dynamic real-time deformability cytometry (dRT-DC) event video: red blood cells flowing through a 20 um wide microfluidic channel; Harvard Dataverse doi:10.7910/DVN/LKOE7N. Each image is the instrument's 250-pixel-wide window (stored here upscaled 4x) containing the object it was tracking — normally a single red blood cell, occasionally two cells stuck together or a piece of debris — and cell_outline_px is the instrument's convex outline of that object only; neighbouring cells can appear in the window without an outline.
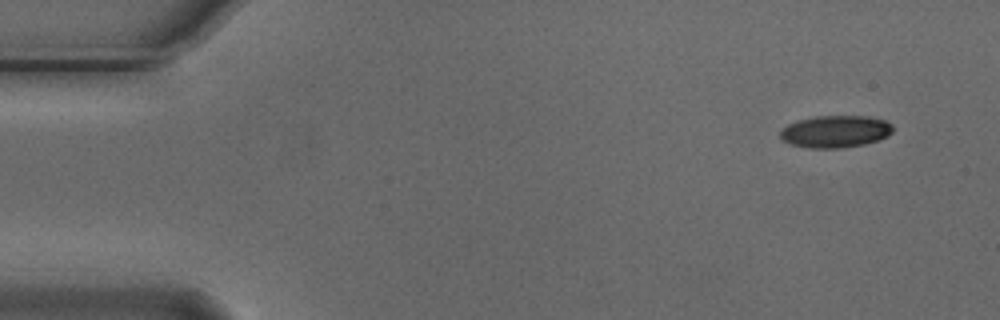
{"species": "Egyptian fruit bat (a non-hibernating species)", "species_latin": "Rousettus aegyptiacus", "temperature_condition": "cold", "stored_images_in_passage": 7, "camera_frame_rate_fps": 3000, "um_per_image_px": 0.085, "animal": {"sex": "male"}, "frame": {"image": 1, "passage_image": 1, "time_ms": 0.0, "image_size_px": [1000, 320], "cell_outline_px": [[892, 132], [888, 136], [864, 144], [840, 148], [808, 148], [792, 144], [784, 140], [780, 136], [780, 128], [796, 120], [816, 116], [868, 116], [884, 120], [892, 124]], "centroid_in_image_um": [70.99, 11.17], "position_along_channel_um": 14.0, "area_um2": 21.1}}
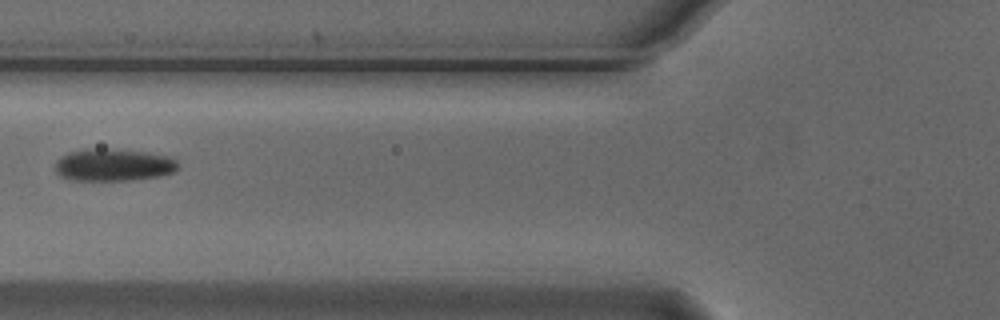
{"frame": {"image": 2, "passage_image": 6, "time_ms": 1.667, "image_size_px": [1000, 320], "cell_outline_px": [[180, 168], [176, 172], [160, 176], [132, 180], [72, 180], [60, 176], [56, 172], [56, 160], [60, 156], [68, 152], [88, 148], [104, 148], [148, 152], [172, 156], [180, 164]], "centroid_in_image_um": [9.7, 14.01], "position_along_channel_um": 116.1, "area_um2": 23.64}}
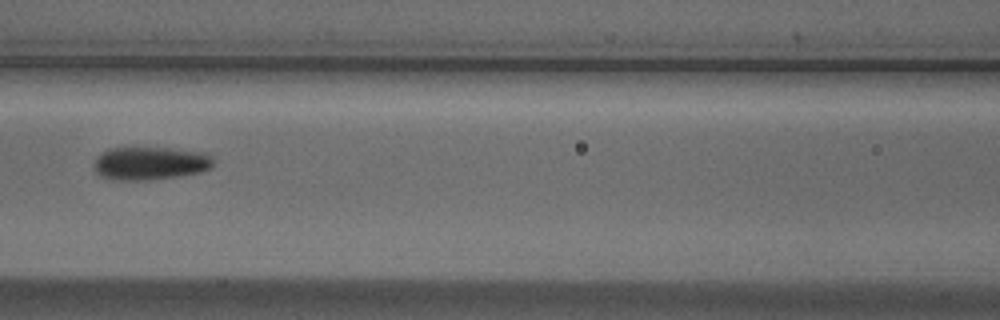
{"frame": {"image": 3, "passage_image": 7, "time_ms": 2.0, "image_size_px": [1000, 320], "cell_outline_px": [[212, 168], [200, 172], [180, 176], [152, 180], [112, 180], [100, 176], [92, 168], [92, 164], [96, 156], [100, 152], [108, 148], [172, 148], [208, 152], [212, 156]], "centroid_in_image_um": [12.73, 13.88], "position_along_channel_um": 153.9, "area_um2": 23.64}}